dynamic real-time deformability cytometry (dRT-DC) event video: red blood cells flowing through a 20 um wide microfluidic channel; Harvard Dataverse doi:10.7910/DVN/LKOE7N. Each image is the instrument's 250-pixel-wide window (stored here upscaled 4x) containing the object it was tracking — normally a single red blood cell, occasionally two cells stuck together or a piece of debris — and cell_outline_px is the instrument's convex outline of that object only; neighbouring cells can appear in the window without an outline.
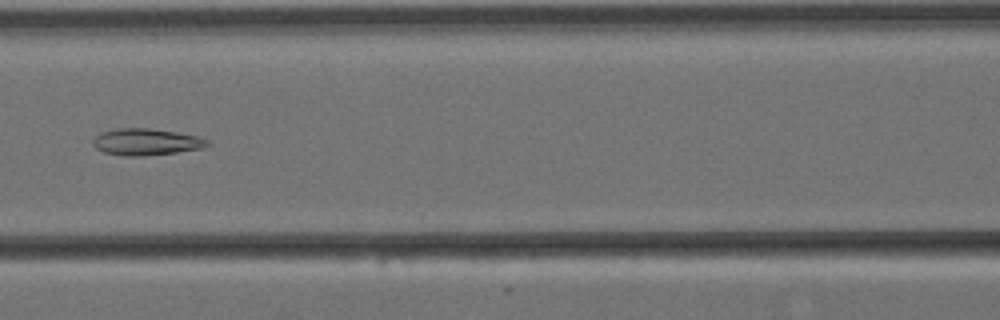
{"species": "Egyptian fruit bat (a non-hibernating species)", "species_latin": "Rousettus aegyptiacus", "temperature_condition": "cold", "stored_images_in_passage": 9, "camera_frame_rate_fps": 3000, "um_per_image_px": 0.085, "animal": {"sex": "female"}, "frame": {"image": 1, "passage_image": 7, "time_ms": 2.0, "image_size_px": [1000, 320], "cell_outline_px": [[212, 144], [200, 148], [176, 152], [144, 156], [124, 156], [104, 152], [96, 148], [92, 144], [92, 140], [100, 132], [116, 128], [148, 128], [176, 132], [196, 136], [208, 140]], "centroid_in_image_um": [12.38, 12.06], "position_along_channel_um": 154.2, "area_um2": 17.74}}
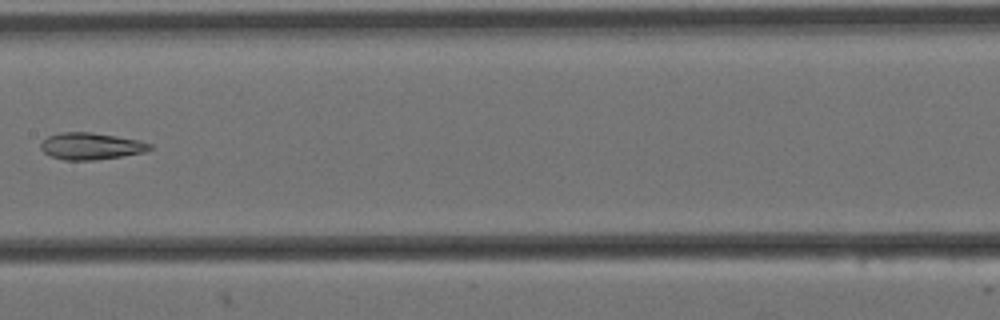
{"frame": {"image": 2, "passage_image": 8, "time_ms": 2.333, "image_size_px": [1000, 320], "cell_outline_px": [[152, 148], [144, 152], [120, 156], [92, 160], [64, 160], [52, 156], [44, 152], [40, 148], [40, 144], [48, 136], [60, 132], [92, 132], [140, 140], [152, 144]], "centroid_in_image_um": [7.73, 12.41], "position_along_channel_um": 199.7, "area_um2": 16.94}}
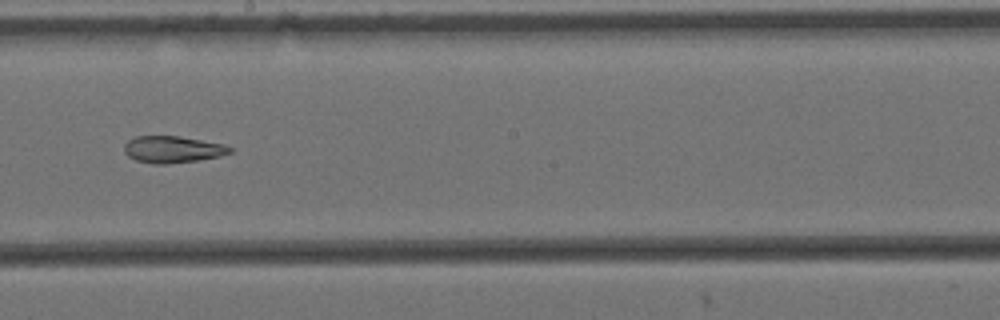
{"frame": {"image": 3, "passage_image": 9, "time_ms": 2.667, "image_size_px": [1000, 320], "cell_outline_px": [[232, 152], [220, 156], [196, 160], [164, 164], [152, 164], [136, 160], [128, 156], [124, 152], [124, 144], [128, 140], [136, 136], [180, 136], [224, 144], [232, 148]], "centroid_in_image_um": [14.65, 12.69], "position_along_channel_um": 233.5, "area_um2": 16.47}}